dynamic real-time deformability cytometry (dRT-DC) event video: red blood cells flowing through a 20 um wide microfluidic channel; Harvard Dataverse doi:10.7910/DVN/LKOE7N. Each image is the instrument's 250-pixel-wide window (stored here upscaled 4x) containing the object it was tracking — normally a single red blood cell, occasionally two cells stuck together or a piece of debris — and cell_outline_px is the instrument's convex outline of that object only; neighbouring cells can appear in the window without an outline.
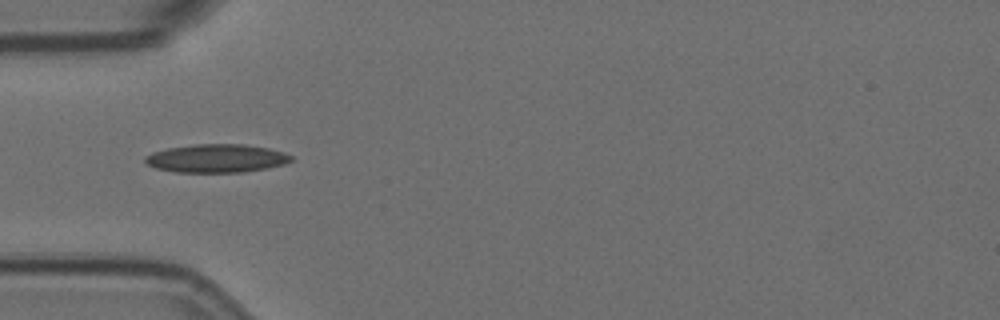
{"species": "Egyptian fruit bat (a non-hibernating species)", "species_latin": "Rousettus aegyptiacus", "temperature_condition": "room temperature", "stored_images_in_passage": 5, "camera_frame_rate_fps": 3000, "um_per_image_px": 0.085, "animal": {"sex": "female"}, "frame": {"image": 1, "passage_image": 5, "time_ms": 1.333, "image_size_px": [1000, 320], "cell_outline_px": [[292, 160], [284, 164], [268, 168], [244, 172], [176, 172], [156, 168], [148, 164], [144, 160], [144, 156], [152, 152], [168, 148], [196, 144], [244, 144], [268, 148], [284, 152], [292, 156]], "centroid_in_image_um": [18.41, 13.46], "position_along_channel_um": 66.6, "area_um2": 24.1}}